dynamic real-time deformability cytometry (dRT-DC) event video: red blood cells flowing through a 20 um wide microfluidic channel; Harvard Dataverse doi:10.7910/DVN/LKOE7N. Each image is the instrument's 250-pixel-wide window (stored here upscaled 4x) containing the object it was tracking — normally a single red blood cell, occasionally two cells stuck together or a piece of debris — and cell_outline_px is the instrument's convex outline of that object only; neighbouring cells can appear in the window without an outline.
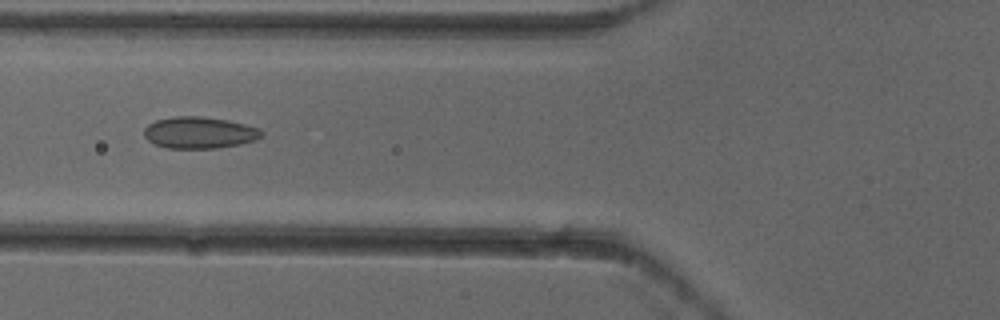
{"species": "common noctule bat (a hibernating species)", "species_latin": "Nyctalus noctula", "temperature_condition": "cold", "stored_images_in_passage": 7, "camera_frame_rate_fps": 3000, "um_per_image_px": 0.085, "animal": {"sex": "female"}, "frame": {"image": 1, "passage_image": 4, "time_ms": 1.0, "image_size_px": [1000, 320], "cell_outline_px": [[264, 136], [256, 140], [240, 144], [216, 148], [168, 148], [156, 144], [148, 140], [144, 136], [144, 128], [148, 124], [156, 120], [176, 116], [200, 116], [228, 120], [260, 128], [264, 132]], "centroid_in_image_um": [16.98, 11.27], "position_along_channel_um": 108.8, "area_um2": 21.73}}
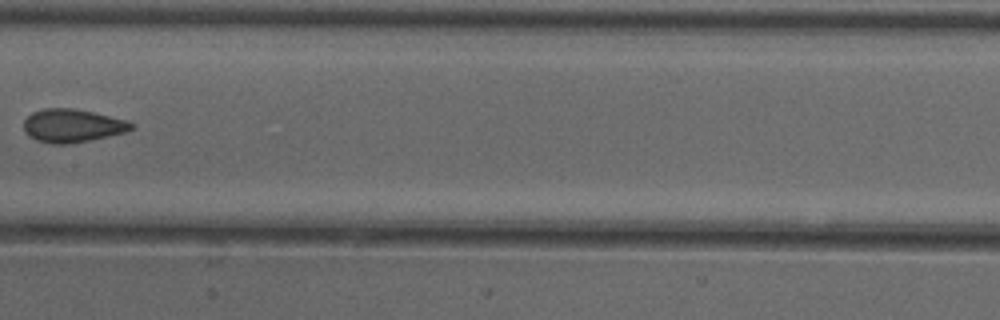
{"frame": {"image": 2, "passage_image": 6, "time_ms": 1.667, "image_size_px": [1000, 320], "cell_outline_px": [[136, 124], [132, 128], [124, 132], [108, 136], [68, 144], [52, 144], [36, 140], [28, 136], [24, 132], [24, 120], [32, 112], [44, 108], [72, 108], [92, 112], [124, 120]], "centroid_in_image_um": [6.09, 10.68], "position_along_channel_um": 201.3, "area_um2": 20.63}}
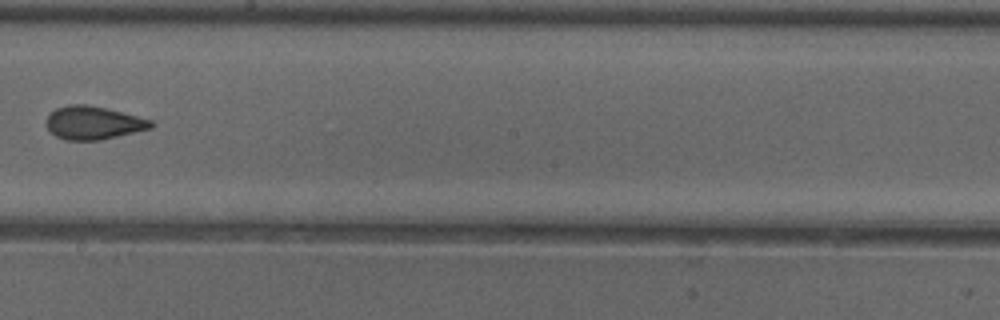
{"frame": {"image": 3, "passage_image": 7, "time_ms": 2.0, "image_size_px": [1000, 320], "cell_outline_px": [[156, 124], [152, 128], [100, 140], [64, 140], [56, 136], [44, 124], [44, 120], [56, 108], [68, 104], [88, 104], [152, 120]], "centroid_in_image_um": [7.91, 10.44], "position_along_channel_um": 240.3, "area_um2": 20.23}}